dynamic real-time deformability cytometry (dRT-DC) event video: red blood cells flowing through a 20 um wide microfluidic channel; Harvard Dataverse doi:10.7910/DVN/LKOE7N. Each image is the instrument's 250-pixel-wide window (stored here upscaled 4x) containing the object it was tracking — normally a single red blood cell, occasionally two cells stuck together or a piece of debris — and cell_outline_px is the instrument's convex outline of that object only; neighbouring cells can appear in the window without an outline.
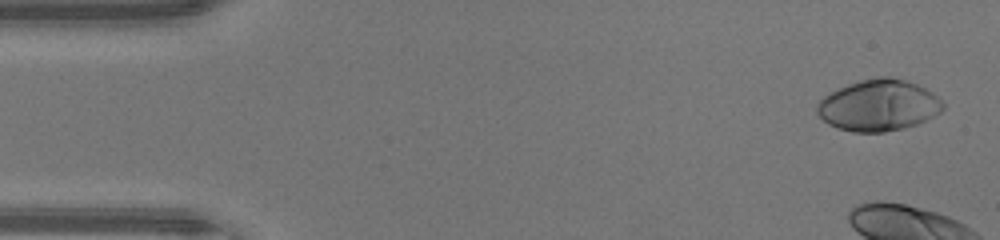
{"species": "human", "species_latin": "Homo sapiens", "temperature_condition": "warm", "stored_images_in_passage": 7, "camera_frame_rate_fps": 3000, "um_per_image_px": 0.085, "donor": {"sex": "male"}, "frame": {"image": 1, "passage_image": 2, "time_ms": 0.333, "image_size_px": [1000, 240], "cell_outline_px": [[944, 108], [940, 112], [916, 124], [904, 128], [884, 132], [852, 132], [836, 128], [828, 124], [816, 112], [816, 104], [824, 96], [848, 84], [860, 80], [880, 76], [892, 76], [916, 84], [932, 92], [944, 104]], "centroid_in_image_um": [74.65, 8.96], "position_along_channel_um": 10.3, "area_um2": 37.51}}